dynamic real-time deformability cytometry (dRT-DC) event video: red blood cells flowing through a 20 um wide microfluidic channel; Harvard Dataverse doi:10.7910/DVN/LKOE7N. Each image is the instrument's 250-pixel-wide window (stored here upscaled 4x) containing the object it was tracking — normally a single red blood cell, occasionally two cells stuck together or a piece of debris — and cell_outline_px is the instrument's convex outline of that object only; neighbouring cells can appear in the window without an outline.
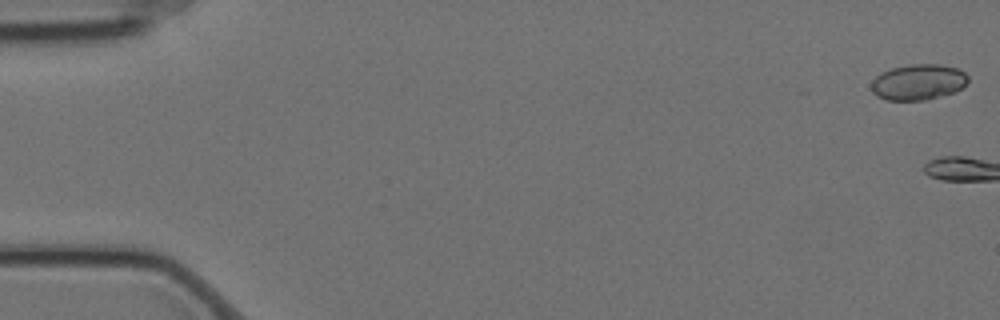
{"species": "Egyptian fruit bat (a non-hibernating species)", "species_latin": "Rousettus aegyptiacus", "temperature_condition": "cold", "stored_images_in_passage": 6, "camera_frame_rate_fps": 3000, "um_per_image_px": 0.085, "animal": {"sex": "female"}, "frame": {"image": 1, "passage_image": 1, "time_ms": 0.0, "image_size_px": [1000, 320], "cell_outline_px": [[968, 84], [952, 92], [940, 96], [924, 100], [888, 100], [876, 96], [872, 92], [872, 80], [880, 72], [892, 68], [908, 64], [940, 64], [956, 68], [964, 72], [968, 76]], "centroid_in_image_um": [78.03, 6.97], "position_along_channel_um": 7.0, "area_um2": 20.17}}